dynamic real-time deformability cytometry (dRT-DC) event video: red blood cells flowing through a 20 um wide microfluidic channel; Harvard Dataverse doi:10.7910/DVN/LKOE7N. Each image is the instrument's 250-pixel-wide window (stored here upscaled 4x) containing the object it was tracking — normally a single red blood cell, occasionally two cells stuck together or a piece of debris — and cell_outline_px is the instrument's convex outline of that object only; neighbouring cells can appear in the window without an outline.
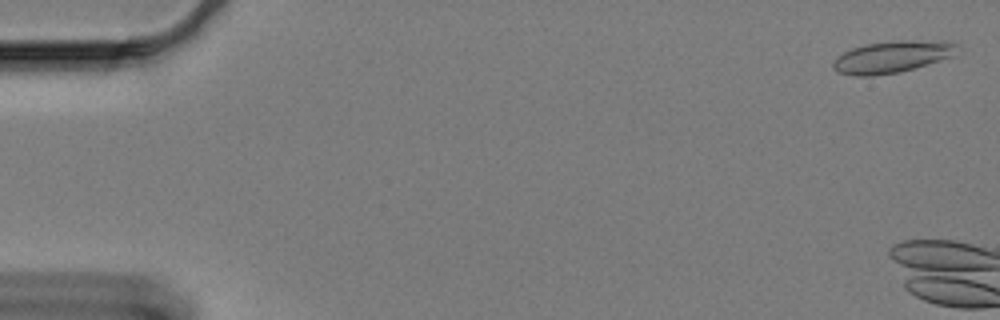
{"species": "Egyptian fruit bat (a non-hibernating species)", "species_latin": "Rousettus aegyptiacus", "temperature_condition": "cold", "stored_images_in_passage": 5, "camera_frame_rate_fps": 3000, "um_per_image_px": 0.085, "animal": {"sex": "female"}, "frame": {"image": 1, "passage_image": 2, "time_ms": 0.333, "image_size_px": [1000, 320], "cell_outline_px": [[956, 44], [952, 56], [912, 68], [896, 72], [872, 76], [856, 76], [840, 72], [832, 68], [832, 64], [836, 56], [852, 48], [864, 44], [892, 40], [952, 40]], "centroid_in_image_um": [75.79, 4.8], "position_along_channel_um": 9.2, "area_um2": 22.89}}